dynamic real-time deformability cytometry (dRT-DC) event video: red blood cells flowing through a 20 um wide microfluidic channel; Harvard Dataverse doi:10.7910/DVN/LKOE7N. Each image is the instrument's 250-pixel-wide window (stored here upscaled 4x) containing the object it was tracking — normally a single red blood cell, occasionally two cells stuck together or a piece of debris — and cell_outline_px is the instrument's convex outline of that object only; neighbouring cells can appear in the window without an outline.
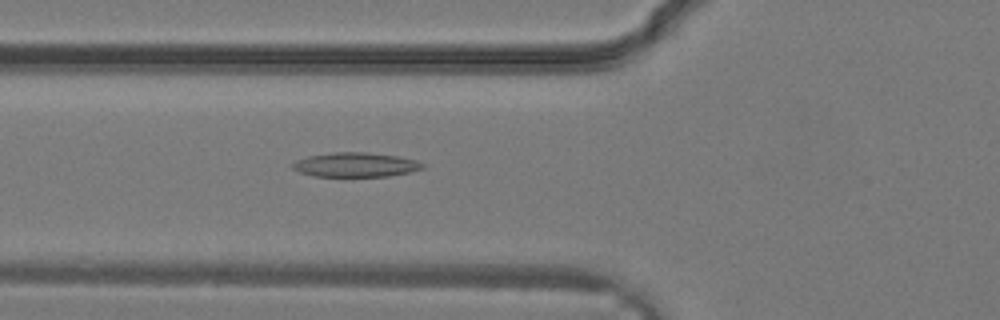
{"species": "common noctule bat (a hibernating species)", "species_latin": "Nyctalus noctula", "temperature_condition": "warm", "stored_images_in_passage": 30, "camera_frame_rate_fps": 3000, "um_per_image_px": 0.085, "animal": {"sex": "male", "body_mass_g": 19.2, "forearm_length_mm": 51.8}, "frame": {"image": 1, "passage_image": 10, "time_ms": 3.0, "image_size_px": [1000, 320], "cell_outline_px": [[424, 168], [408, 172], [388, 176], [312, 176], [300, 172], [292, 168], [288, 164], [296, 160], [308, 156], [332, 152], [368, 152], [396, 156], [416, 160], [424, 164]], "centroid_in_image_um": [30.17, 14.0], "position_along_channel_um": 95.6, "area_um2": 18.5}}
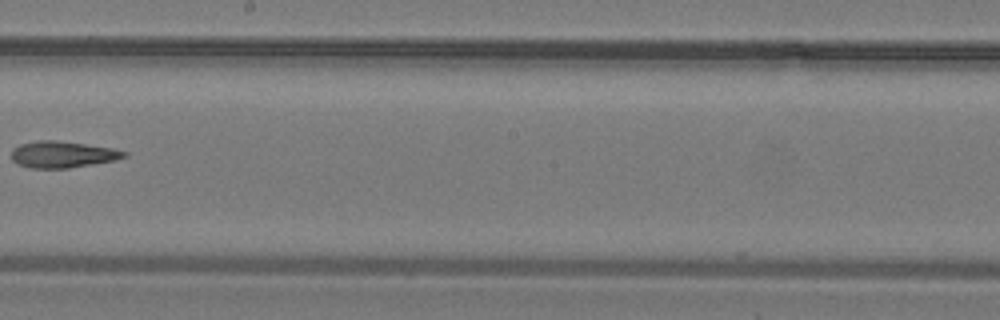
{"frame": {"image": 2, "passage_image": 17, "time_ms": 5.333, "image_size_px": [1000, 320], "cell_outline_px": [[128, 156], [116, 160], [68, 168], [32, 168], [16, 164], [12, 160], [12, 148], [20, 144], [40, 140], [56, 140], [112, 148], [128, 152]], "centroid_in_image_um": [5.31, 13.13], "position_along_channel_um": 242.9, "area_um2": 17.4}}
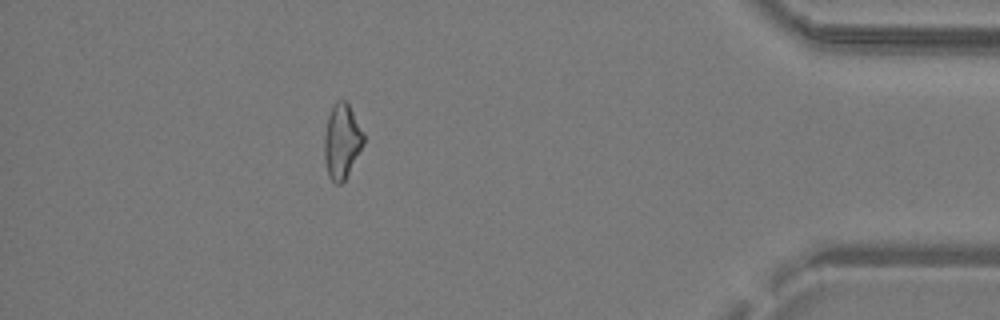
{"frame": {"image": 3, "passage_image": 27, "time_ms": 8.667, "image_size_px": [1000, 320], "cell_outline_px": [[364, 144], [344, 180], [340, 184], [336, 184], [328, 176], [324, 160], [324, 136], [328, 116], [332, 104], [336, 100], [344, 100], [348, 104], [364, 132]], "centroid_in_image_um": [29.04, 11.99], "position_along_channel_um": 406.2, "area_um2": 17.11}}